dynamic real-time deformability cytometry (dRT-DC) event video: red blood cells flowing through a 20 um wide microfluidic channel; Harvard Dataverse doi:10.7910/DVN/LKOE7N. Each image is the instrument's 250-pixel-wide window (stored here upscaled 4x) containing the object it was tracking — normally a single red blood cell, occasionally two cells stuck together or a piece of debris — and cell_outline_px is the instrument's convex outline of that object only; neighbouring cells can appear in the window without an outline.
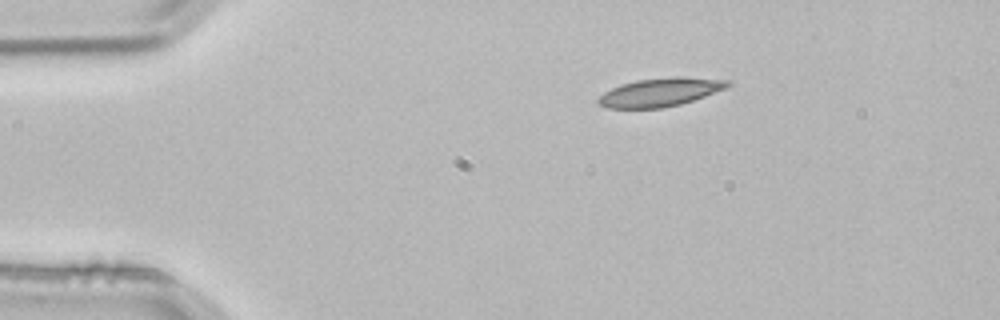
{"species": "common noctule bat (a hibernating species)", "species_latin": "Nyctalus noctula", "temperature_condition": "room temperature", "stored_images_in_passage": 2, "camera_frame_rate_fps": 3000, "um_per_image_px": 0.085, "animal": {"sex": "male", "body_mass_g": 21.5, "forearm_length_mm": 52.0}, "frame": {"image": 1, "passage_image": 1, "time_ms": 0.0, "image_size_px": [1000, 320], "cell_outline_px": [[732, 84], [728, 88], [680, 104], [664, 108], [608, 108], [600, 104], [596, 100], [604, 92], [620, 84], [636, 80], [676, 76], [680, 76], [732, 80]], "centroid_in_image_um": [56.16, 7.82], "position_along_channel_um": 28.8, "area_um2": 21.56}}